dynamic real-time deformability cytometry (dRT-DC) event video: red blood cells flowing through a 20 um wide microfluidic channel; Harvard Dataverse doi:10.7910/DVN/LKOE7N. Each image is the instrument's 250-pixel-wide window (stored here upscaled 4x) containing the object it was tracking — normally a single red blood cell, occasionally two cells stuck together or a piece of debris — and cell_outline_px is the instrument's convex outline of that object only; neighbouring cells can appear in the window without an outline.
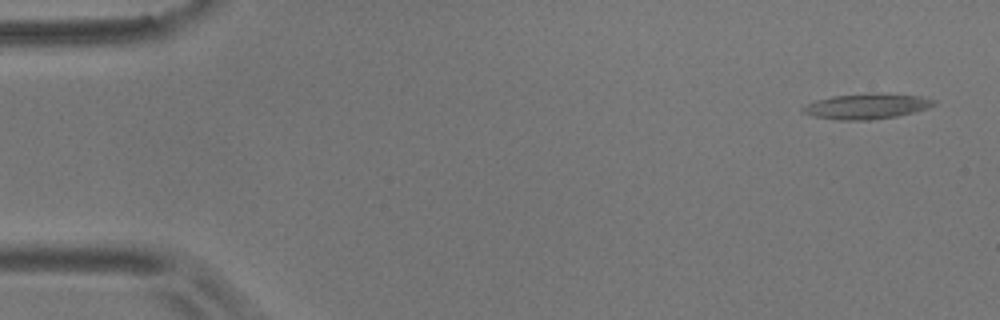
{"species": "common noctule bat (a hibernating species)", "species_latin": "Nyctalus noctula", "temperature_condition": "room temperature", "stored_images_in_passage": 4, "camera_frame_rate_fps": 3000, "um_per_image_px": 0.085, "animal": {"sex": "male", "body_mass_g": 17.9}, "frame": {"image": 1, "passage_image": 1, "time_ms": 0.0, "image_size_px": [1000, 320], "cell_outline_px": [[936, 104], [928, 108], [896, 116], [872, 120], [836, 120], [812, 116], [800, 112], [800, 108], [816, 100], [832, 96], [868, 92], [872, 92], [920, 96], [936, 100]], "centroid_in_image_um": [73.63, 9.02], "position_along_channel_um": 11.4, "area_um2": 19.65}}
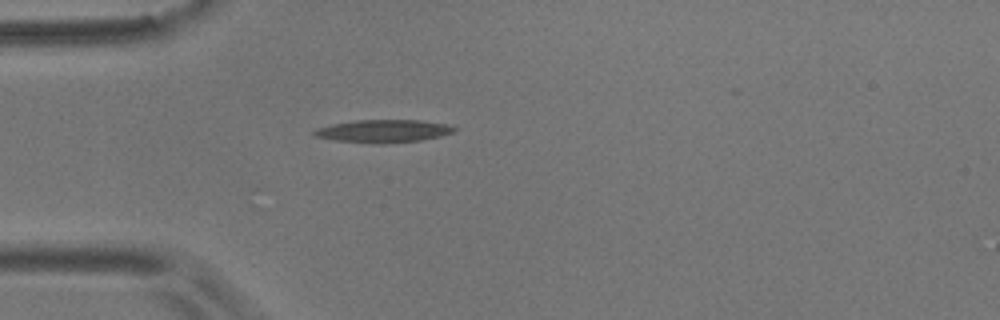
{"frame": {"image": 2, "passage_image": 4, "time_ms": 4.333, "image_size_px": [1000, 320], "cell_outline_px": [[456, 128], [452, 132], [440, 136], [420, 140], [380, 144], [336, 140], [312, 136], [312, 132], [316, 128], [332, 124], [356, 120], [420, 120], [448, 124]], "centroid_in_image_um": [32.55, 11.13], "position_along_channel_um": 52.4, "area_um2": 18.5}}